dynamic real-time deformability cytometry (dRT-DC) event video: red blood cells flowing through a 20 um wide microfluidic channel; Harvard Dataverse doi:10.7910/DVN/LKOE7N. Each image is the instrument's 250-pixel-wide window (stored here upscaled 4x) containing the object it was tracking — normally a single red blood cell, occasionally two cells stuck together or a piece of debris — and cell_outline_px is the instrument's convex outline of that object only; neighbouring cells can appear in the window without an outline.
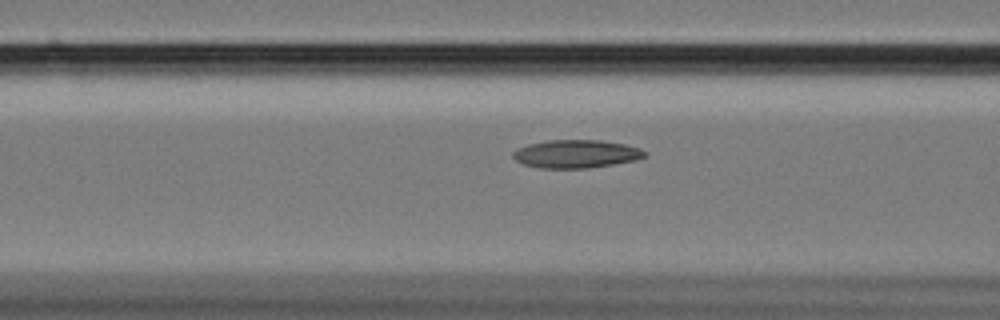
{"species": "Egyptian fruit bat (a non-hibernating species)", "species_latin": "Rousettus aegyptiacus", "temperature_condition": "cold", "stored_images_in_passage": 60, "camera_frame_rate_fps": 3000, "um_per_image_px": 0.085, "animal": {"sex": "female"}, "frame": {"image": 1, "passage_image": 24, "time_ms": 7.667, "image_size_px": [1000, 320], "cell_outline_px": [[648, 152], [644, 156], [636, 160], [588, 168], [540, 168], [524, 164], [516, 160], [512, 156], [512, 152], [516, 148], [528, 144], [548, 140], [600, 140], [624, 144], [640, 148]], "centroid_in_image_um": [48.95, 13.07], "position_along_channel_um": 117.7, "area_um2": 21.56}}
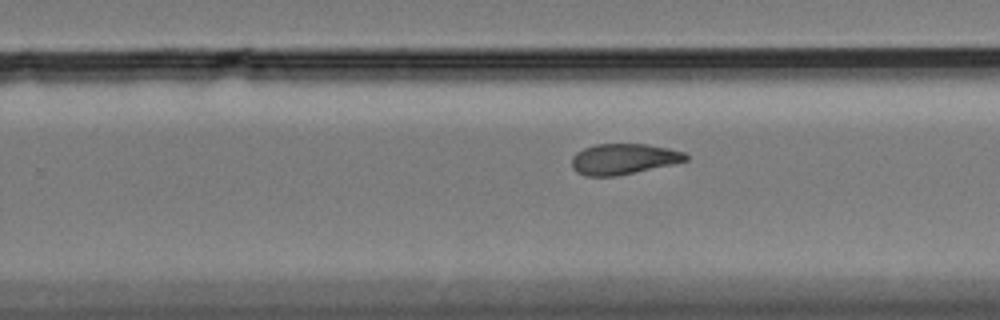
{"frame": {"image": 2, "passage_image": 38, "time_ms": 12.333, "image_size_px": [1000, 320], "cell_outline_px": [[688, 160], [672, 164], [616, 176], [584, 176], [576, 172], [572, 168], [572, 156], [576, 152], [584, 148], [596, 144], [648, 144], [668, 148], [684, 152], [688, 156]], "centroid_in_image_um": [52.97, 13.51], "position_along_channel_um": 276.8, "area_um2": 20.4}}
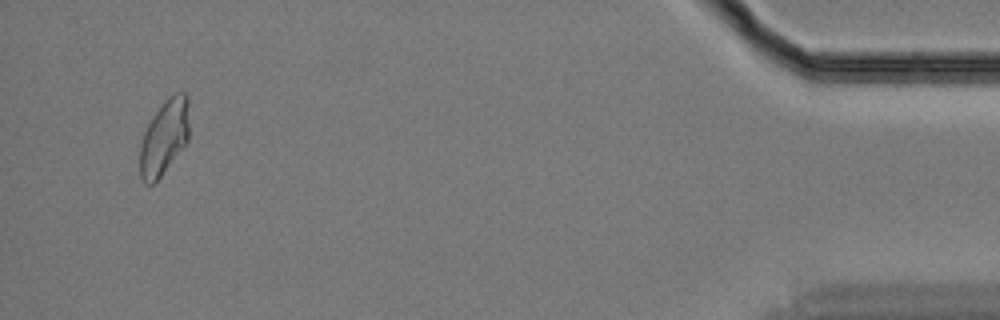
{"frame": {"image": 3, "passage_image": 57, "time_ms": 18.667, "image_size_px": [1000, 320], "cell_outline_px": [[188, 140], [160, 176], [152, 184], [144, 184], [140, 176], [140, 144], [144, 132], [152, 116], [160, 104], [168, 96], [176, 92], [184, 92], [188, 96]], "centroid_in_image_um": [13.94, 11.62], "position_along_channel_um": 421.3, "area_um2": 21.44}}